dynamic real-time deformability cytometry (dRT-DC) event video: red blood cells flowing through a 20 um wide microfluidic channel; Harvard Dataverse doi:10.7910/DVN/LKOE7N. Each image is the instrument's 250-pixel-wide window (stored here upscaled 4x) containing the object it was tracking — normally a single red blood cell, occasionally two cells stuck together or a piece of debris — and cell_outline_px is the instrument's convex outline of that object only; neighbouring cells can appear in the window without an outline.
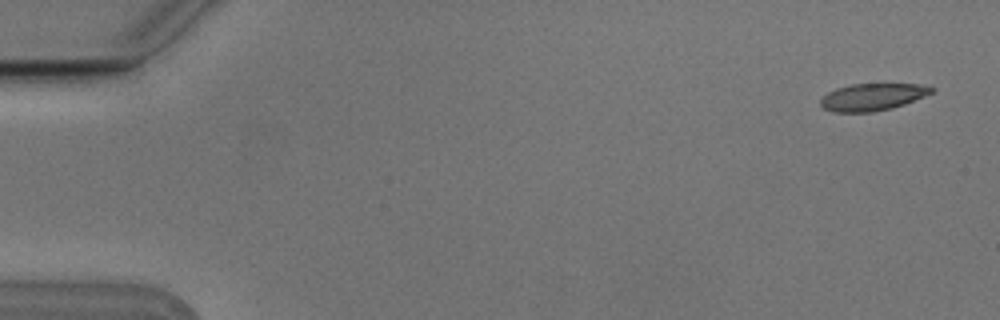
{"species": "Egyptian fruit bat (a non-hibernating species)", "species_latin": "Rousettus aegyptiacus", "temperature_condition": "cold", "stored_images_in_passage": 6, "camera_frame_rate_fps": 3000, "um_per_image_px": 0.085, "animal": {"sex": "male"}, "frame": {"image": 1, "passage_image": 1, "time_ms": 0.0, "image_size_px": [1000, 320], "cell_outline_px": [[936, 88], [932, 92], [924, 96], [904, 104], [892, 108], [872, 112], [832, 112], [824, 108], [820, 104], [820, 100], [828, 92], [836, 88], [852, 84], [920, 84]], "centroid_in_image_um": [74.15, 8.24], "position_along_channel_um": 10.9, "area_um2": 17.46}}